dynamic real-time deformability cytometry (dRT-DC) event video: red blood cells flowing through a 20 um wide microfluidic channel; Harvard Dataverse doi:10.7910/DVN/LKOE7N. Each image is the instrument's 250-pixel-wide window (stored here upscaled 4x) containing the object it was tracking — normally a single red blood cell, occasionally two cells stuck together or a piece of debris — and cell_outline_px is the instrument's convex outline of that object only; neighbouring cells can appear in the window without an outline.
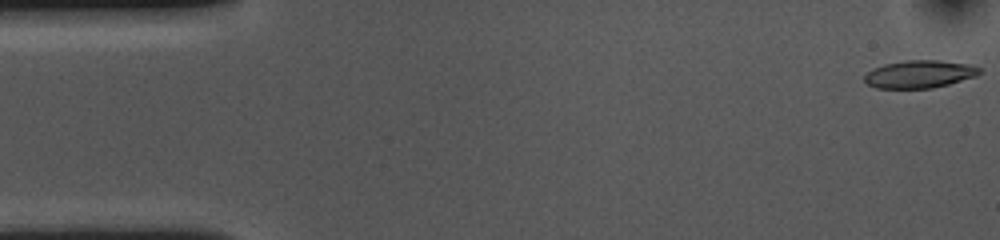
{"species": "common noctule bat (a hibernating species)", "species_latin": "Nyctalus noctula", "temperature_condition": "cold", "stored_images_in_passage": 54, "camera_frame_rate_fps": 3000, "um_per_image_px": 0.085, "animal": {"sex": "female", "body_mass_g": 10.0, "forearm_length_mm": 53.1}, "frame": {"image": 1, "passage_image": 1, "time_ms": 0.0, "image_size_px": [1000, 240], "cell_outline_px": [[980, 72], [976, 76], [948, 84], [932, 88], [876, 88], [868, 84], [864, 80], [864, 76], [872, 68], [884, 64], [904, 60], [940, 60], [968, 64], [980, 68]], "centroid_in_image_um": [78.13, 6.29], "position_along_channel_um": 6.9, "area_um2": 18.5}}
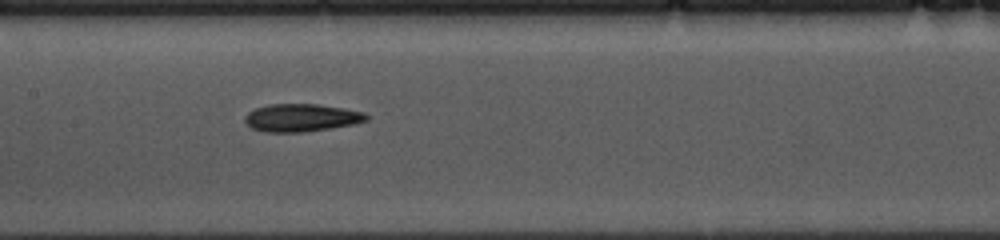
{"frame": {"image": 2, "passage_image": 25, "time_ms": 8.0, "image_size_px": [1000, 240], "cell_outline_px": [[368, 120], [352, 124], [304, 132], [264, 132], [252, 128], [244, 120], [244, 116], [248, 112], [256, 108], [268, 104], [316, 104], [344, 108], [364, 112], [368, 116]], "centroid_in_image_um": [25.59, 10.0], "position_along_channel_um": 181.8, "area_um2": 19.54}}
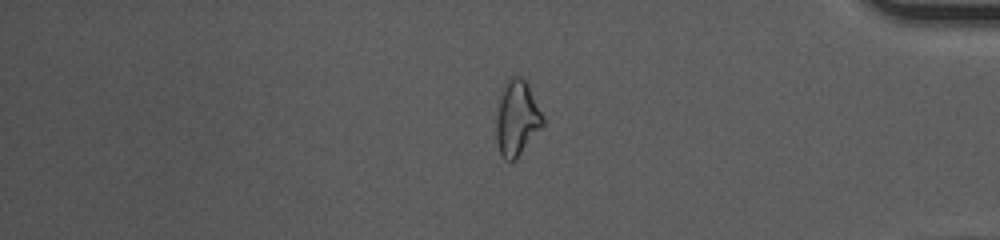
{"frame": {"image": 3, "passage_image": 45, "time_ms": 14.667, "image_size_px": [1000, 240], "cell_outline_px": [[544, 124], [516, 160], [504, 160], [500, 156], [496, 140], [496, 116], [504, 84], [508, 76], [520, 76], [528, 84], [544, 116]], "centroid_in_image_um": [43.93, 10.06], "position_along_channel_um": 391.3, "area_um2": 20.58}, "authors_computed_cell_mechanics": {"area_um2": 19.4786, "velocity_mm_per_s": 3.6069, "shape_relaxation_time_tau1_ms": 7.9382, "shape_relaxation_time_tau2_ms": null, "deformation_change_tau1": 0.1821, "deformation_change_tau2": null}}